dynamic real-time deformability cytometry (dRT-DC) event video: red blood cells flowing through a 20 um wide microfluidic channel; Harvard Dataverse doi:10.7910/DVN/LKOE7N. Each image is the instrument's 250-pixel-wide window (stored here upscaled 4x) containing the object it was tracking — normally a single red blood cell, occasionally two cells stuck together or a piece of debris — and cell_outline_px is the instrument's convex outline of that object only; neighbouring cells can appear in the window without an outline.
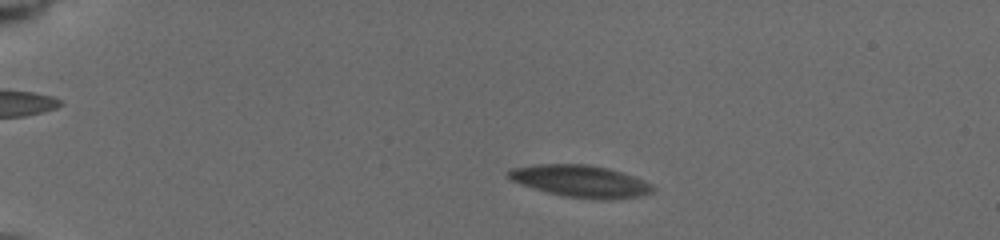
{"species": "common noctule bat (a hibernating species)", "species_latin": "Nyctalus noctula", "temperature_condition": "cold", "stored_images_in_passage": 49, "camera_frame_rate_fps": 3000, "um_per_image_px": 0.085, "animal": {"sex": "female", "body_mass_g": 19.5, "forearm_length_mm": 54.1}, "frame": {"image": 1, "passage_image": 6, "time_ms": 3.0, "image_size_px": [1000, 240], "cell_outline_px": [[652, 192], [636, 196], [564, 196], [548, 192], [512, 180], [508, 176], [508, 172], [512, 168], [544, 164], [584, 164], [604, 168], [620, 172], [640, 180], [648, 184], [652, 188]], "centroid_in_image_um": [49.22, 15.34], "position_along_channel_um": 35.8, "area_um2": 24.68}}
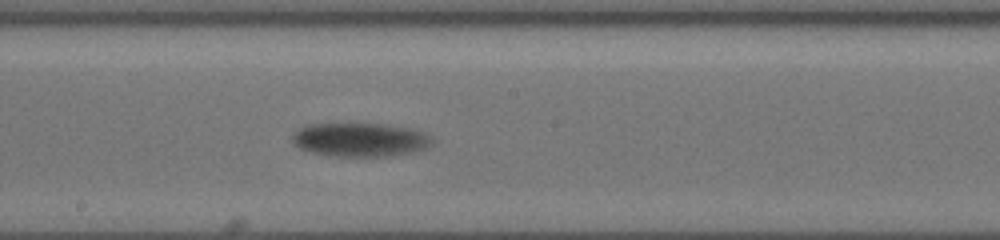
{"frame": {"image": 2, "passage_image": 24, "time_ms": 10.0, "image_size_px": [1000, 240], "cell_outline_px": [[428, 144], [424, 148], [416, 152], [392, 156], [332, 156], [312, 152], [300, 148], [292, 140], [292, 136], [300, 128], [312, 124], [380, 124], [404, 128], [420, 132], [428, 140]], "centroid_in_image_um": [30.52, 11.89], "position_along_channel_um": 217.7, "area_um2": 26.59}}
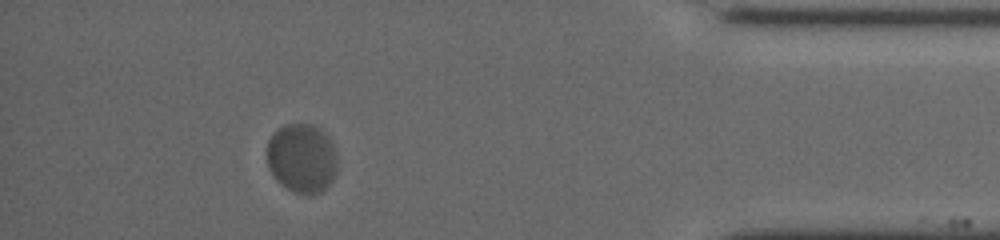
{"frame": {"image": 3, "passage_image": 43, "time_ms": 16.333, "image_size_px": [1000, 240], "cell_outline_px": [[336, 172], [332, 180], [320, 192], [312, 196], [296, 192], [288, 188], [276, 180], [268, 168], [268, 140], [272, 132], [284, 124], [312, 124], [320, 128], [324, 132], [332, 144], [336, 156]], "centroid_in_image_um": [25.64, 13.43], "position_along_channel_um": 409.6, "area_um2": 28.38}, "authors_computed_cell_mechanics": {"area_um2": 27.1082, "velocity_mm_per_s": 3.6317, "shape_relaxation_time_tau1_ms": 4.1975, "shape_relaxation_time_tau2_ms": null, "deformation_change_tau1": 0.12, "deformation_change_tau2": null}}